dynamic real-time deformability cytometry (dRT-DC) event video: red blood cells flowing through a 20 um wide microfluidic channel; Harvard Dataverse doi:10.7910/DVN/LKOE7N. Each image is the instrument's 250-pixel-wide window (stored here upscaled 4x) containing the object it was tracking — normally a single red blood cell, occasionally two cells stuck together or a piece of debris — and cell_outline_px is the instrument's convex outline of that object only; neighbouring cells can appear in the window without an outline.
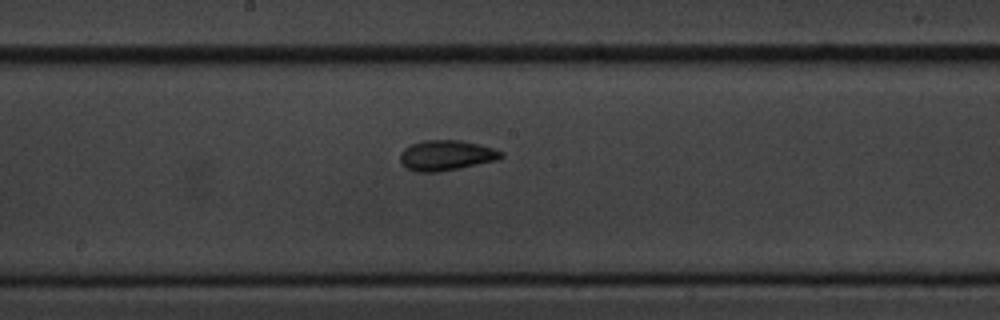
{"species": "common noctule bat (a hibernating species)", "species_latin": "Nyctalus noctula", "temperature_condition": "cold", "stored_images_in_passage": 9, "camera_frame_rate_fps": 3000, "um_per_image_px": 0.085, "animal": {"sex": "male", "body_mass_g": 20.1, "forearm_length_mm": 53.5}, "frame": {"image": 1, "passage_image": 9, "time_ms": 10.333, "image_size_px": [1000, 320], "cell_outline_px": [[504, 156], [500, 160], [436, 172], [416, 172], [408, 168], [400, 160], [400, 152], [404, 148], [412, 144], [424, 140], [460, 140], [480, 144], [504, 152]], "centroid_in_image_um": [37.97, 13.2], "position_along_channel_um": 210.2, "area_um2": 17.8}}